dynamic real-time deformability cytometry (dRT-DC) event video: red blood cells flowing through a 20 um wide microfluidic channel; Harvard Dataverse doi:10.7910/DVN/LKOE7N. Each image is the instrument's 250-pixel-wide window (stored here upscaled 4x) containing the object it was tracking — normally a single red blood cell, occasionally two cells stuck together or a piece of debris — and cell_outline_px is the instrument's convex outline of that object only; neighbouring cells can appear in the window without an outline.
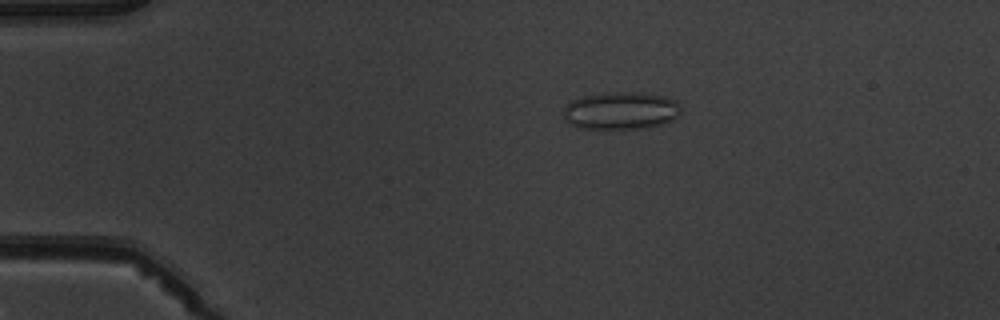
{"species": "common noctule bat (a hibernating species)", "species_latin": "Nyctalus noctula", "temperature_condition": "warm", "stored_images_in_passage": 6, "camera_frame_rate_fps": 3000, "um_per_image_px": 0.085, "animal": {"sex": "male", "body_mass_g": 19.5, "forearm_length_mm": 54.6}, "frame": {"image": 1, "passage_image": 3, "time_ms": 3.333, "image_size_px": [1000, 320], "cell_outline_px": [[680, 112], [672, 120], [660, 124], [644, 128], [576, 128], [564, 120], [564, 108], [572, 100], [584, 96], [612, 92], [640, 92], [664, 96], [676, 100], [680, 108]], "centroid_in_image_um": [52.76, 9.4], "position_along_channel_um": 32.2, "area_um2": 25.55}}
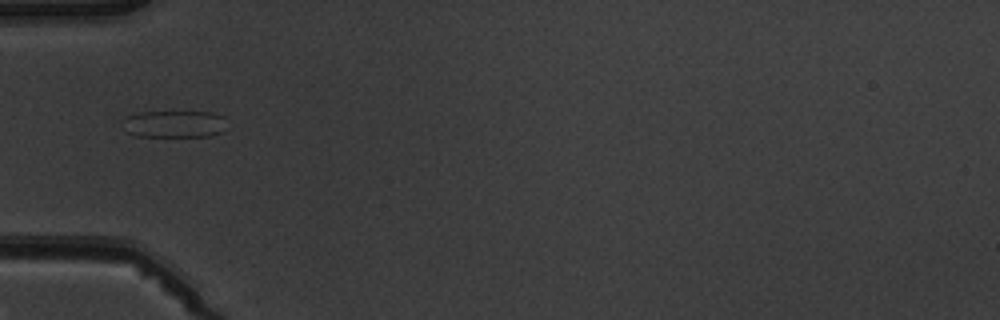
{"frame": {"image": 2, "passage_image": 5, "time_ms": 5.667, "image_size_px": [1000, 320], "cell_outline_px": [[228, 128], [212, 136], [136, 136], [124, 132], [120, 120], [124, 116], [136, 112], [212, 112], [224, 116]], "centroid_in_image_um": [14.76, 10.54], "position_along_channel_um": 70.2, "area_um2": 16.99}}
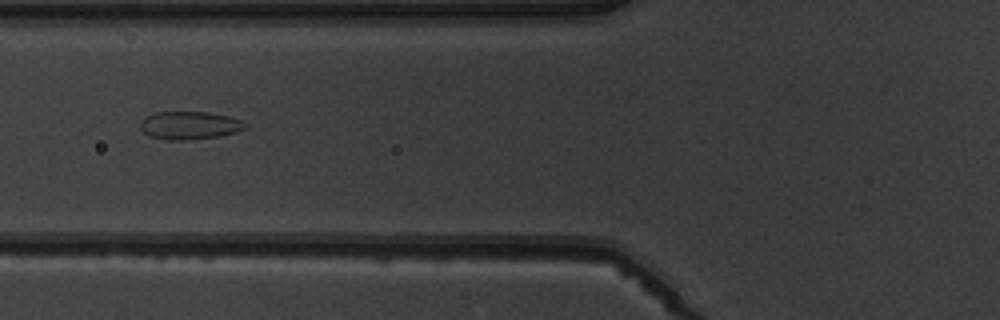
{"frame": {"image": 3, "passage_image": 6, "time_ms": 6.667, "image_size_px": [1000, 320], "cell_outline_px": [[248, 128], [236, 132], [220, 136], [188, 140], [164, 140], [148, 136], [140, 128], [140, 120], [144, 116], [152, 112], [208, 112], [228, 116], [240, 120], [248, 124]], "centroid_in_image_um": [16.08, 10.66], "position_along_channel_um": 109.7, "area_um2": 17.46}}